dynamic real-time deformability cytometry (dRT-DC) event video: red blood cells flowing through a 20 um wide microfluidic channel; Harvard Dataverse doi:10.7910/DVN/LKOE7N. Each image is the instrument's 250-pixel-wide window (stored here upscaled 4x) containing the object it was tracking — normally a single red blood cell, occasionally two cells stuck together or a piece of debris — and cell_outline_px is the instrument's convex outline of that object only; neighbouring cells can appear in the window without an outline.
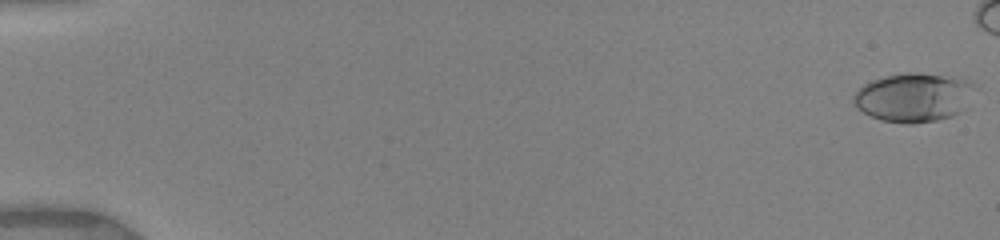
{"species": "human", "species_latin": "Homo sapiens", "temperature_condition": "warm", "stored_images_in_passage": 10, "camera_frame_rate_fps": 3000, "um_per_image_px": 0.085, "donor": {"sex": "female"}, "frame": {"image": 1, "passage_image": 1, "time_ms": 0.0, "image_size_px": [1000, 240], "cell_outline_px": [[972, 84], [968, 108], [952, 116], [936, 120], [912, 124], [908, 124], [880, 120], [856, 108], [852, 100], [852, 96], [864, 84], [872, 80], [884, 76], [908, 72], [912, 72], [956, 76], [968, 80]], "centroid_in_image_um": [77.65, 8.27], "position_along_channel_um": 7.3, "area_um2": 34.68}}